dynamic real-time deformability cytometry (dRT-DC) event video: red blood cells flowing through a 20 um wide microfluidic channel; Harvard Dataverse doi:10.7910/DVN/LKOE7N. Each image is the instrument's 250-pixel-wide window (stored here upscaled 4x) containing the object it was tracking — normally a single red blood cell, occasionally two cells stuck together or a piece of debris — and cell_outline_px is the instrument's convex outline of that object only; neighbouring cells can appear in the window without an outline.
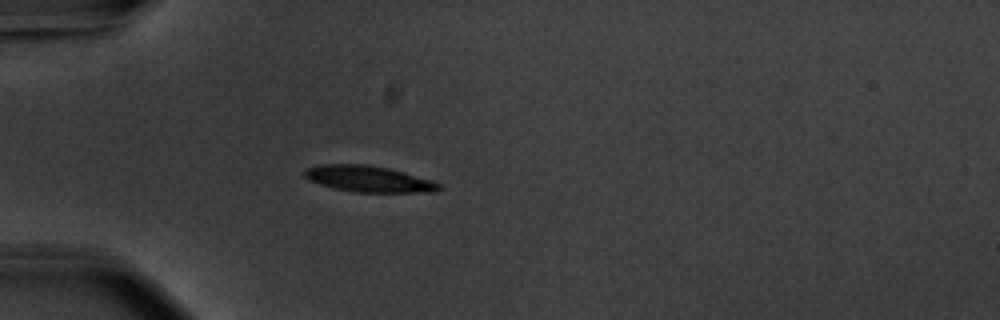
{"species": "common noctule bat (a hibernating species)", "species_latin": "Nyctalus noctula", "temperature_condition": "warm", "stored_images_in_passage": 39, "camera_frame_rate_fps": 3000, "um_per_image_px": 0.085, "animal": {"sex": "male", "body_mass_g": 20.1, "forearm_length_mm": 53.5}, "frame": {"image": 1, "passage_image": 1, "time_ms": 0.0, "image_size_px": [1000, 320], "cell_outline_px": [[440, 188], [436, 192], [356, 192], [332, 188], [308, 180], [304, 176], [304, 172], [308, 168], [320, 164], [364, 164], [388, 168], [404, 172], [432, 180], [440, 184]], "centroid_in_image_um": [31.32, 15.21], "position_along_channel_um": 53.7, "area_um2": 20.46}}
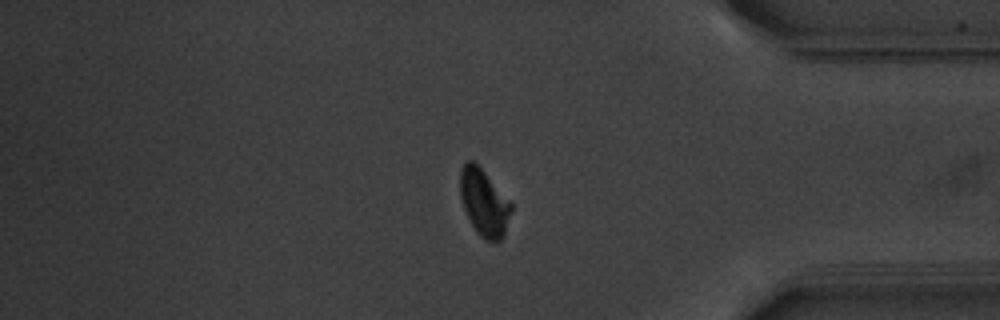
{"frame": {"image": 2, "passage_image": 31, "time_ms": 10.0, "image_size_px": [1000, 320], "cell_outline_px": [[512, 208], [504, 236], [496, 244], [484, 240], [476, 232], [468, 220], [460, 196], [460, 168], [468, 160], [472, 160], [484, 172], [512, 204]], "centroid_in_image_um": [41.13, 17.28], "position_along_channel_um": 394.1, "area_um2": 19.88}}
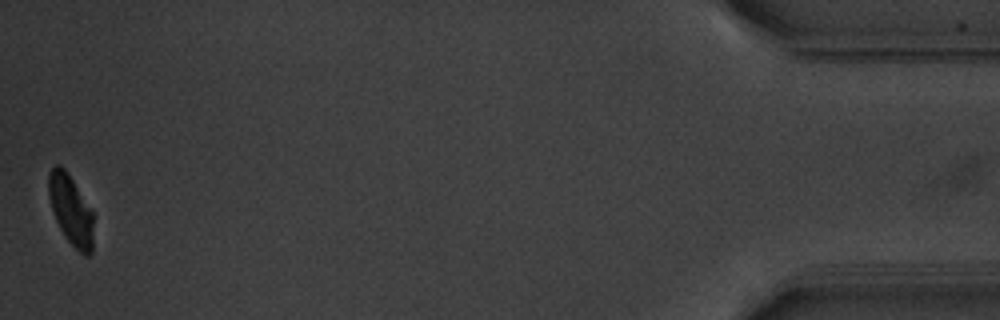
{"frame": {"image": 3, "passage_image": 39, "time_ms": 12.667, "image_size_px": [1000, 320], "cell_outline_px": [[92, 252], [88, 256], [84, 256], [64, 236], [56, 220], [48, 196], [48, 176], [52, 168], [56, 164], [60, 164], [64, 168], [72, 180], [92, 212]], "centroid_in_image_um": [5.99, 17.85], "position_along_channel_um": 429.2, "area_um2": 17.8}, "authors_computed_cell_mechanics": {"area_um2": 20.23, "velocity_mm_per_s": 3.7258, "shape_relaxation_time_tau1_ms": 2.1974, "shape_relaxation_time_tau2_ms": 4.4923, "deformation_change_tau1": 0.1371, "deformation_change_tau2": 0.0863}}